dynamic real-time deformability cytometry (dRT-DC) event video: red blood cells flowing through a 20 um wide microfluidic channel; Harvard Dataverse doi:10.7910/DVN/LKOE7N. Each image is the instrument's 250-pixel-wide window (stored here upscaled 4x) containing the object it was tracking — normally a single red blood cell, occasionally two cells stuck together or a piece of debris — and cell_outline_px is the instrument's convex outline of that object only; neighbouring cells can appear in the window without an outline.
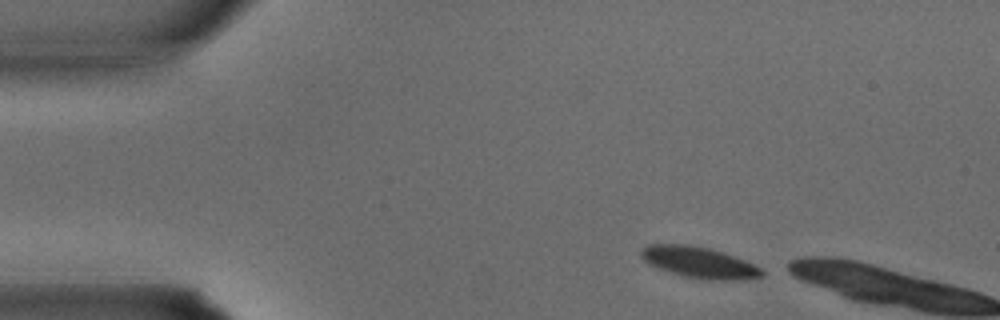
{"species": "common noctule bat (a hibernating species)", "species_latin": "Nyctalus noctula", "temperature_condition": "warm", "stored_images_in_passage": 3, "camera_frame_rate_fps": 3000, "um_per_image_px": 0.085, "animal": {"sex": "male", "body_mass_g": 15.6}, "frame": {"image": 1, "passage_image": 1, "time_ms": 0.0, "image_size_px": [1000, 320], "cell_outline_px": [[764, 276], [748, 280], [704, 280], [684, 276], [660, 268], [644, 260], [640, 256], [640, 252], [648, 244], [688, 244], [708, 248], [744, 260], [760, 268], [764, 272]], "centroid_in_image_um": [59.46, 22.32], "position_along_channel_um": 25.5, "area_um2": 21.68}}